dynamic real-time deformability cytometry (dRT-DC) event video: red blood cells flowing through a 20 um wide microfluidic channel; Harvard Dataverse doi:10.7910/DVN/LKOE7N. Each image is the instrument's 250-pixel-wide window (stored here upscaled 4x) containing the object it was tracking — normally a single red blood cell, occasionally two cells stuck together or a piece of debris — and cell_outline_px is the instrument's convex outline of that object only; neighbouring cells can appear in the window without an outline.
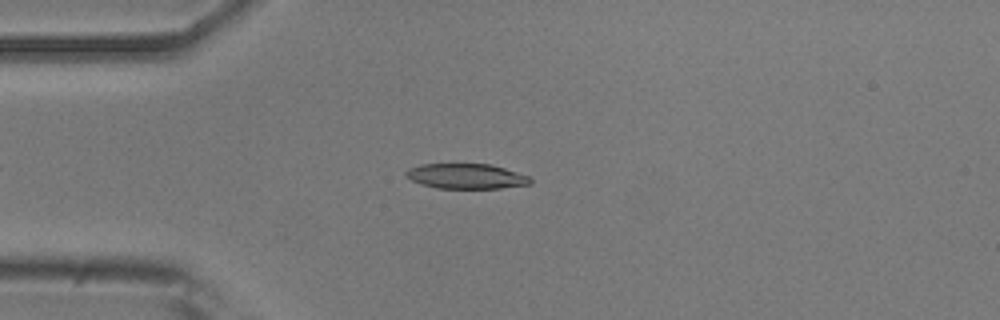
{"species": "common noctule bat (a hibernating species)", "species_latin": "Nyctalus noctula", "temperature_condition": "room temperature", "stored_images_in_passage": 42, "camera_frame_rate_fps": 3000, "um_per_image_px": 0.085, "animal": {"sex": "male", "body_mass_g": 20.5, "forearm_length_mm": 52.5}, "frame": {"image": 1, "passage_image": 11, "time_ms": 3.333, "image_size_px": [1000, 320], "cell_outline_px": [[532, 184], [500, 188], [436, 188], [412, 180], [404, 172], [408, 168], [420, 164], [488, 164], [504, 168], [528, 176], [532, 180]], "centroid_in_image_um": [39.64, 14.97], "position_along_channel_um": 45.4, "area_um2": 17.98}}
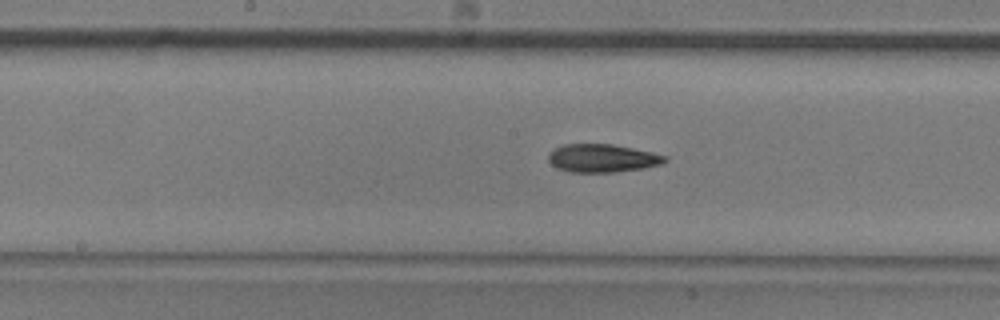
{"frame": {"image": 2, "passage_image": 24, "time_ms": 7.667, "image_size_px": [1000, 320], "cell_outline_px": [[668, 160], [664, 164], [644, 168], [616, 172], [568, 172], [556, 168], [548, 160], [548, 156], [556, 148], [564, 144], [612, 144], [652, 152], [668, 156]], "centroid_in_image_um": [51.25, 13.45], "position_along_channel_um": 197.0, "area_um2": 19.19}}
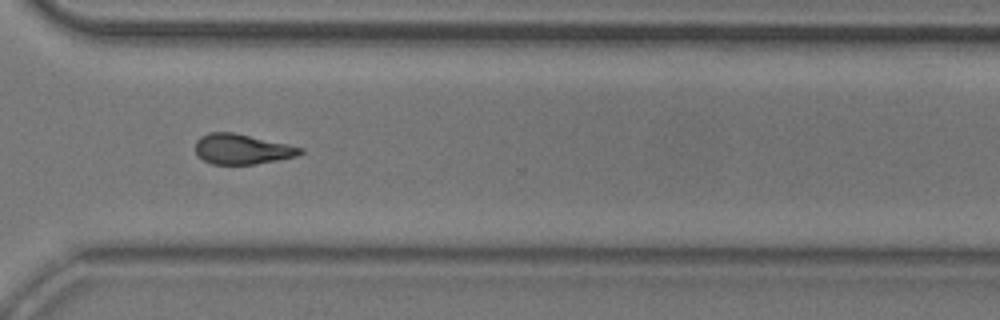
{"frame": {"image": 3, "passage_image": 36, "time_ms": 11.667, "image_size_px": [1000, 320], "cell_outline_px": [[304, 152], [296, 156], [276, 160], [252, 164], [212, 164], [204, 160], [196, 152], [196, 140], [200, 136], [208, 132], [232, 132], [288, 144], [304, 148]], "centroid_in_image_um": [20.57, 12.66], "position_along_channel_um": 350.0, "area_um2": 18.26}, "authors_computed_cell_mechanics": {"area_um2": 18.9295, "velocity_mm_per_s": 3.8381, "shape_relaxation_time_tau1_ms": 5.5112, "shape_relaxation_time_tau2_ms": 7.7108, "deformation_change_tau1": 0.1623, "deformation_change_tau2": 0.1826}}